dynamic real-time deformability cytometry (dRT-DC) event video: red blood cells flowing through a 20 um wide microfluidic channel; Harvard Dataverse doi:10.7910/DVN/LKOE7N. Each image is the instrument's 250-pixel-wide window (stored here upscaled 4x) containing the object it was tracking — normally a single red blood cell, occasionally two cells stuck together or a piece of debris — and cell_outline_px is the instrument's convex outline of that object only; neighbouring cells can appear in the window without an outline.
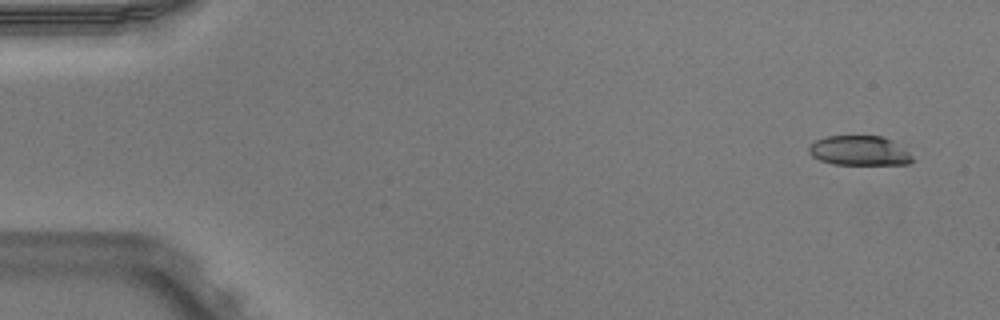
{"species": "Egyptian fruit bat (a non-hibernating species)", "species_latin": "Rousettus aegyptiacus", "temperature_condition": "warm", "stored_images_in_passage": 50, "camera_frame_rate_fps": 3000, "um_per_image_px": 0.085, "animal": {"sex": "male"}, "frame": {"image": 1, "passage_image": 1, "time_ms": 0.0, "image_size_px": [1000, 320], "cell_outline_px": [[912, 160], [908, 164], [832, 164], [820, 160], [812, 156], [808, 152], [808, 148], [816, 140], [828, 136], [880, 136], [892, 140], [908, 152], [912, 156]], "centroid_in_image_um": [73.02, 12.81], "position_along_channel_um": 12.0, "area_um2": 17.69}}
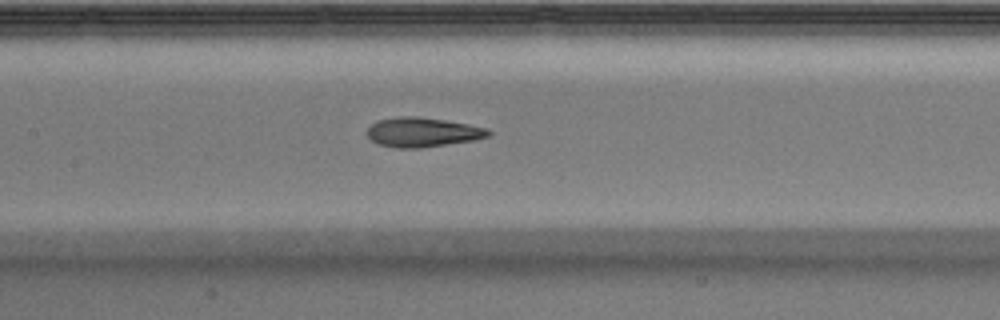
{"frame": {"image": 2, "passage_image": 23, "time_ms": 7.333, "image_size_px": [1000, 320], "cell_outline_px": [[492, 132], [488, 136], [472, 140], [420, 148], [396, 148], [380, 144], [372, 140], [368, 136], [368, 128], [376, 120], [396, 116], [416, 116], [444, 120], [468, 124], [488, 128]], "centroid_in_image_um": [35.9, 11.22], "position_along_channel_um": 171.5, "area_um2": 20.69}}
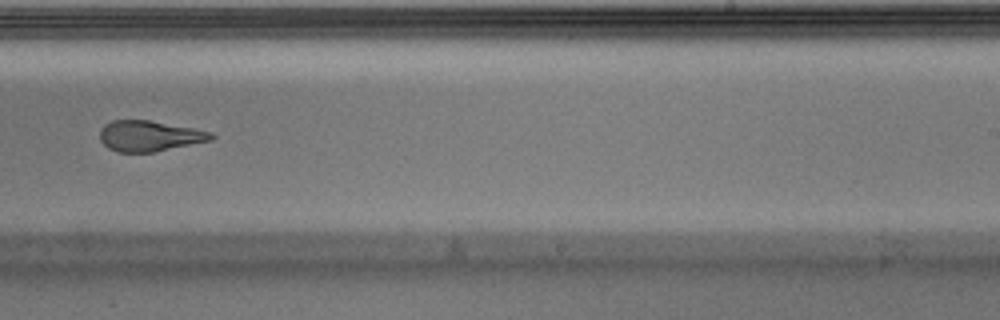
{"frame": {"image": 3, "passage_image": 31, "time_ms": 10.0, "image_size_px": [1000, 320], "cell_outline_px": [[216, 136], [212, 140], [152, 152], [116, 152], [108, 148], [100, 140], [100, 128], [104, 124], [112, 120], [148, 120], [192, 128], [212, 132]], "centroid_in_image_um": [12.67, 11.55], "position_along_channel_um": 276.3, "area_um2": 19.83}, "authors_computed_cell_mechanics": {"area_um2": 20.519, "velocity_mm_per_s": 3.9486, "shape_relaxation_time_tau1_ms": 5.8593, "shape_relaxation_time_tau2_ms": 1.3614, "deformation_change_tau1": 0.229, "deformation_change_tau2": 0.1048}}